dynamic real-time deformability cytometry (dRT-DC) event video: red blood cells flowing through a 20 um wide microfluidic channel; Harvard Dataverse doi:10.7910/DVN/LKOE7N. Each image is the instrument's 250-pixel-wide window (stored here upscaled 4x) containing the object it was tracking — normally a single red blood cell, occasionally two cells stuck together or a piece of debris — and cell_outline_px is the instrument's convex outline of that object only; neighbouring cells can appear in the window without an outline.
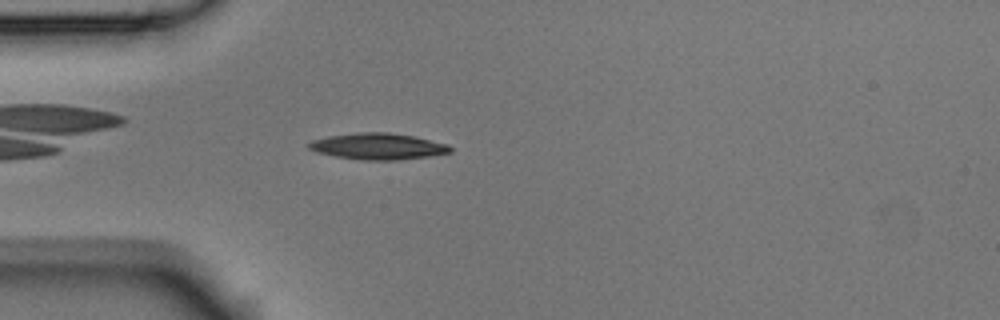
{"species": "Egyptian fruit bat (a non-hibernating species)", "species_latin": "Rousettus aegyptiacus", "temperature_condition": "room temperature", "stored_images_in_passage": 1, "camera_frame_rate_fps": 3000, "um_per_image_px": 0.085, "animal": {"sex": "male"}, "frame": {"image": 1, "passage_image": 1, "time_ms": 0.0, "image_size_px": [1000, 320], "cell_outline_px": [[452, 152], [428, 156], [396, 160], [364, 160], [336, 156], [316, 152], [308, 148], [308, 144], [312, 140], [328, 136], [356, 132], [388, 132], [416, 136], [448, 144], [452, 148]], "centroid_in_image_um": [32.14, 12.43], "position_along_channel_um": 52.9, "area_um2": 21.73}}